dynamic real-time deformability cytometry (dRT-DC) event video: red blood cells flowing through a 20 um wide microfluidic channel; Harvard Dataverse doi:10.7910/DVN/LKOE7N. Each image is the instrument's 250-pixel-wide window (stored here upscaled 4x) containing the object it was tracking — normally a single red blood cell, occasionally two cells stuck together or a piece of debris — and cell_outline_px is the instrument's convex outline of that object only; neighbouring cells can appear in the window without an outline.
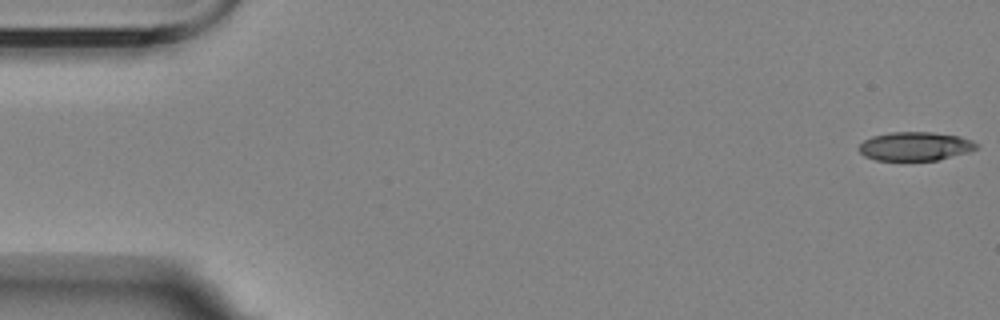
{"species": "Egyptian fruit bat (a non-hibernating species)", "species_latin": "Rousettus aegyptiacus", "temperature_condition": "room temperature", "stored_images_in_passage": 4, "camera_frame_rate_fps": 3000, "um_per_image_px": 0.085, "animal": {"sex": "female"}, "frame": {"image": 1, "passage_image": 1, "time_ms": 0.0, "image_size_px": [1000, 320], "cell_outline_px": [[980, 148], [968, 152], [936, 160], [876, 160], [864, 156], [856, 148], [864, 140], [872, 136], [888, 132], [932, 132], [960, 136], [972, 140], [980, 144]], "centroid_in_image_um": [77.8, 12.42], "position_along_channel_um": 7.2, "area_um2": 19.88}}
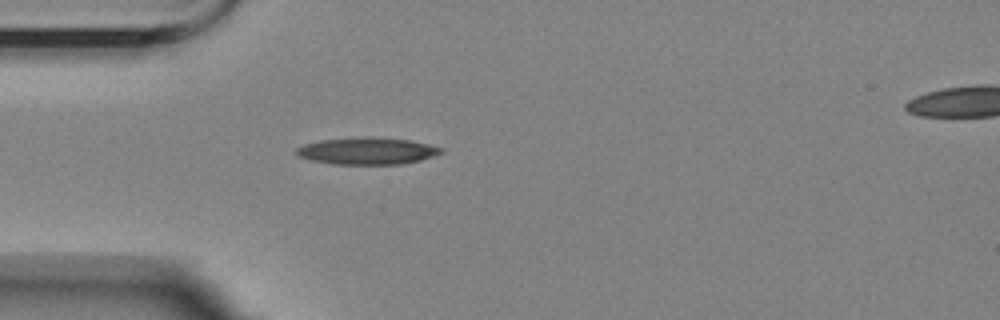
{"frame": {"image": 2, "passage_image": 4, "time_ms": 5.0, "image_size_px": [1000, 320], "cell_outline_px": [[444, 152], [436, 156], [404, 164], [332, 164], [312, 160], [300, 156], [296, 152], [296, 148], [304, 144], [320, 140], [368, 136], [408, 140], [428, 144], [444, 148]], "centroid_in_image_um": [31.26, 12.83], "position_along_channel_um": 53.7, "area_um2": 22.77}}